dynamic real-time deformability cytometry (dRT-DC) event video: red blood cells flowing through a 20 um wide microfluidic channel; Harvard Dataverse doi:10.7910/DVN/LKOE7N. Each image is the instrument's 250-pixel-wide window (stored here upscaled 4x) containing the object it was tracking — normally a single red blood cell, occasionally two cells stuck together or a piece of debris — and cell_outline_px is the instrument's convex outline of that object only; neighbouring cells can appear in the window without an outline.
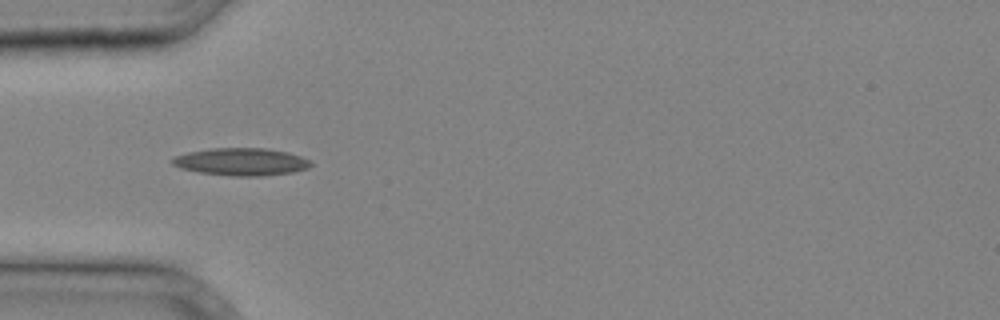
{"species": "common noctule bat (a hibernating species)", "species_latin": "Nyctalus noctula", "temperature_condition": "cold", "stored_images_in_passage": 36, "camera_frame_rate_fps": 3000, "um_per_image_px": 0.085, "animal": {"sex": "male", "body_mass_g": 20.4}, "frame": {"image": 1, "passage_image": 11, "time_ms": 3.333, "image_size_px": [1000, 320], "cell_outline_px": [[312, 164], [308, 168], [292, 172], [260, 176], [232, 176], [200, 172], [180, 168], [172, 164], [168, 160], [176, 156], [188, 152], [212, 148], [264, 148], [288, 152], [312, 160]], "centroid_in_image_um": [20.5, 13.75], "position_along_channel_um": 64.5, "area_um2": 22.2}}
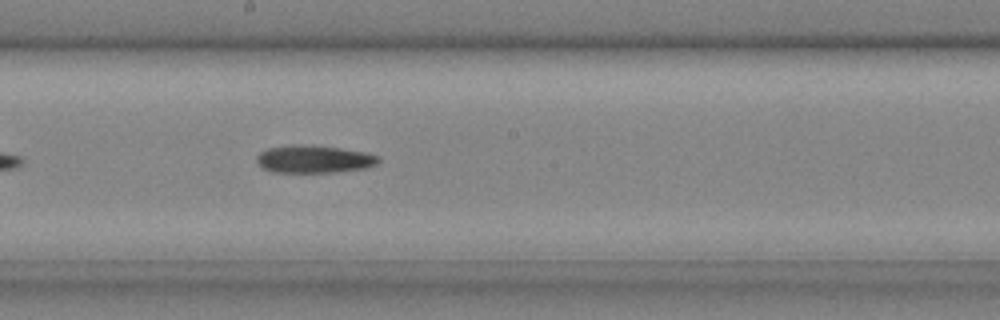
{"frame": {"image": 2, "passage_image": 20, "time_ms": 6.333, "image_size_px": [1000, 320], "cell_outline_px": [[380, 160], [376, 164], [364, 168], [336, 172], [272, 172], [264, 168], [256, 160], [256, 156], [260, 152], [268, 148], [292, 144], [296, 144], [340, 148], [364, 152], [380, 156]], "centroid_in_image_um": [26.68, 13.52], "position_along_channel_um": 221.5, "area_um2": 19.48}}
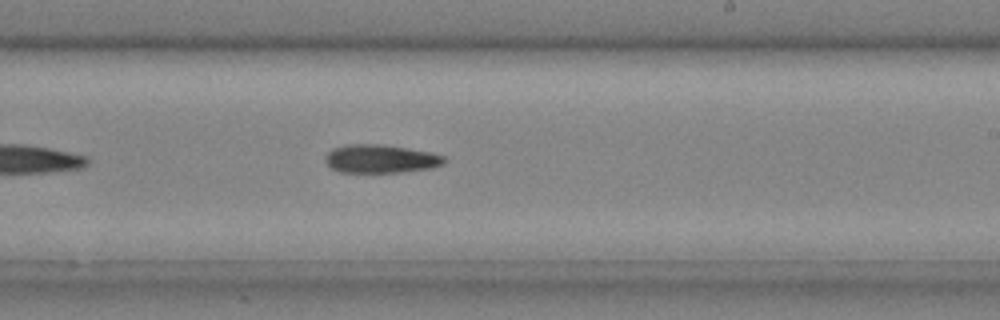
{"frame": {"image": 3, "passage_image": 22, "time_ms": 7.0, "image_size_px": [1000, 320], "cell_outline_px": [[448, 160], [444, 164], [428, 168], [400, 172], [340, 172], [332, 168], [324, 160], [324, 156], [332, 148], [348, 144], [380, 144], [428, 152], [444, 156]], "centroid_in_image_um": [32.32, 13.5], "position_along_channel_um": 256.7, "area_um2": 19.48}}